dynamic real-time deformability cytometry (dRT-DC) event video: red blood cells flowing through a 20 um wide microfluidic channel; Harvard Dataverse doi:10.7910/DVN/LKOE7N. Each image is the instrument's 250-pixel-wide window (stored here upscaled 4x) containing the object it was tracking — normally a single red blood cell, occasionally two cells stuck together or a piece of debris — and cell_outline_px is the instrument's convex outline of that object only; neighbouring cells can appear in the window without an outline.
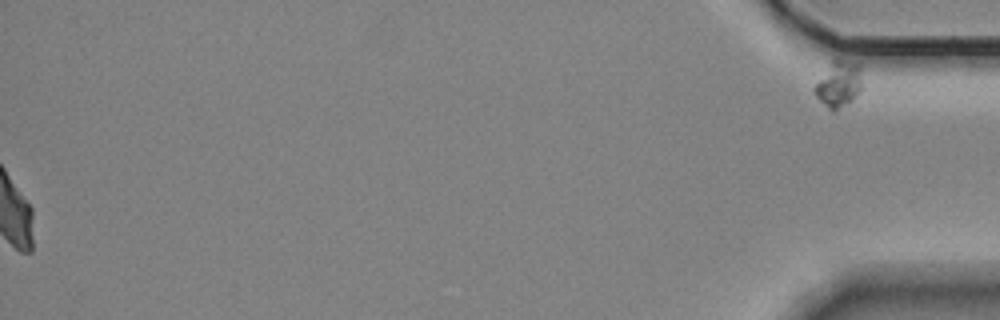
{"species": "Egyptian fruit bat (a non-hibernating species)", "species_latin": "Rousettus aegyptiacus", "temperature_condition": "room temperature", "stored_images_in_passage": 56, "segment_of_instrument_passage": [2, 2], "camera_frame_rate_fps": 3000, "um_per_image_px": 0.085, "animal": {"sex": "female"}, "frame": {"image": 1, "passage_image": 56, "time_ms": 18.333, "image_size_px": [1000, 320], "cell_outline_px": [[860, 92], [848, 104], [832, 112], [812, 92], [812, 88], [832, 60], [840, 60], [860, 64]], "centroid_in_image_um": [71.26, 7.17], "position_along_channel_um": 363.9, "area_um2": 12.6}}